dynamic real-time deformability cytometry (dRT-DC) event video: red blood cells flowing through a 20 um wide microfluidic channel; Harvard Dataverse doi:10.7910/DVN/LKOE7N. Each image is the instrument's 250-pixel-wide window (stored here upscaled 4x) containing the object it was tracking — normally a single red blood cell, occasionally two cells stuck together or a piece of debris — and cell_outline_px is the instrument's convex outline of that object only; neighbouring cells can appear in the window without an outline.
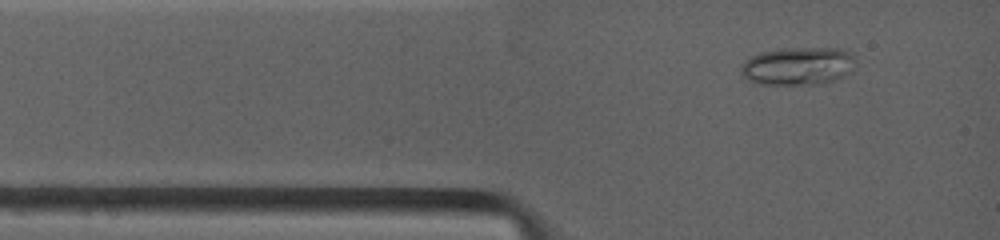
{"species": "common noctule bat (a hibernating species)", "species_latin": "Nyctalus noctula", "temperature_condition": "warm", "stored_images_in_passage": 3, "camera_frame_rate_fps": 4500, "um_per_image_px": 0.085, "animal": {"sex": "female", "body_mass_g": 19.0, "forearm_length_mm": 53.3}, "frame": {"image": 1, "passage_image": 2, "time_ms": 0.889, "image_size_px": [1000, 240], "cell_outline_px": [[856, 56], [840, 76], [832, 80], [796, 84], [776, 84], [752, 80], [744, 76], [740, 68], [744, 60], [760, 52], [780, 48], [840, 48], [852, 52]], "centroid_in_image_um": [67.75, 5.55], "position_along_channel_um": 17.2, "area_um2": 24.16}}